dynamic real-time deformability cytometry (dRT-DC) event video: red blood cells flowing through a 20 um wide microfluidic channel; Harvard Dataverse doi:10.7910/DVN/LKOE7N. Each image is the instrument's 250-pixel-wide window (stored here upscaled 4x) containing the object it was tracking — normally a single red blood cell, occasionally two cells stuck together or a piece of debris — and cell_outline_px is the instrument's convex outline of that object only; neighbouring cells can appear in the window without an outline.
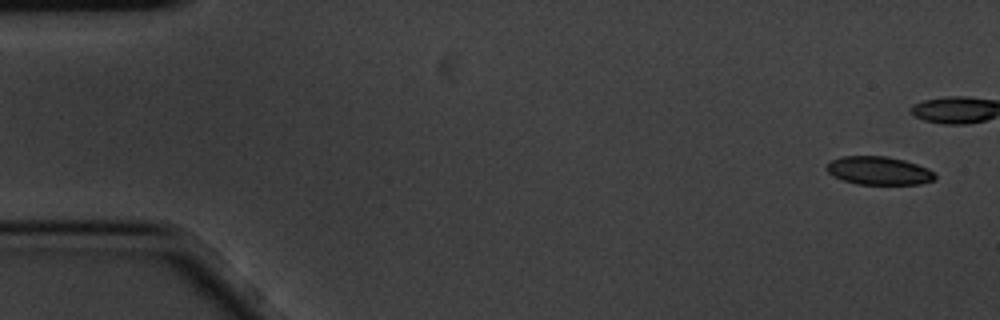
{"species": "common noctule bat (a hibernating species)", "species_latin": "Nyctalus noctula", "temperature_condition": "cold", "stored_images_in_passage": 9, "camera_frame_rate_fps": 3000, "um_per_image_px": 0.085, "animal": {"sex": "male", "body_mass_g": 20.1, "forearm_length_mm": 53.5}, "frame": {"image": 1, "passage_image": 1, "time_ms": 0.0, "image_size_px": [1000, 320], "cell_outline_px": [[936, 180], [920, 184], [856, 184], [844, 180], [828, 172], [824, 168], [832, 160], [840, 156], [888, 156], [904, 160], [928, 168], [936, 172]], "centroid_in_image_um": [74.74, 14.5], "position_along_channel_um": 10.3, "area_um2": 17.92}}
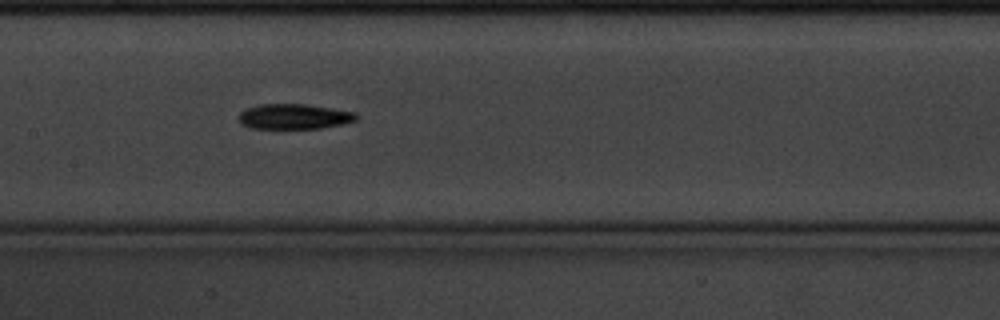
{"frame": {"image": 2, "passage_image": 8, "time_ms": 2.333, "image_size_px": [1000, 320], "cell_outline_px": [[356, 120], [340, 124], [320, 128], [248, 128], [240, 124], [236, 116], [244, 108], [260, 104], [304, 104], [356, 112]], "centroid_in_image_um": [24.89, 9.9], "position_along_channel_um": 182.5, "area_um2": 17.28}}